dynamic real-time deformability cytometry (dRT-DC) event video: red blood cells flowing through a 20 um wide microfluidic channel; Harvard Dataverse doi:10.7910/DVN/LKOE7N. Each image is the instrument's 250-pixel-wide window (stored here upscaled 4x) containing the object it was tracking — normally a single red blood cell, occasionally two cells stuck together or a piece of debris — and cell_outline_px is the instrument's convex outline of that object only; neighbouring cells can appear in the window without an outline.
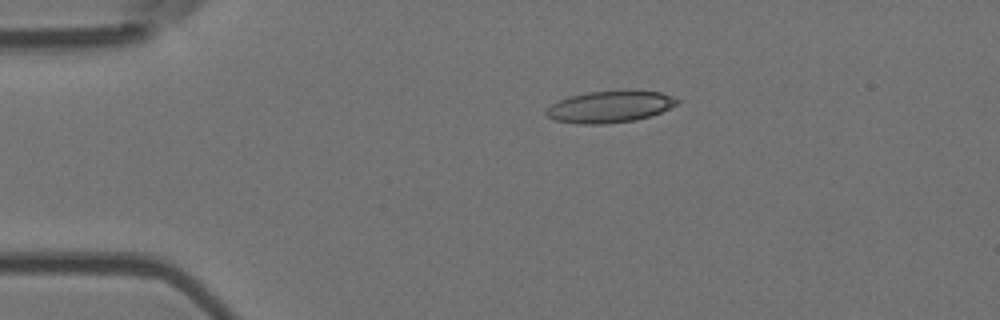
{"species": "Egyptian fruit bat (a non-hibernating species)", "species_latin": "Rousettus aegyptiacus", "temperature_condition": "room temperature", "stored_images_in_passage": 3, "camera_frame_rate_fps": 3000, "um_per_image_px": 0.085, "animal": {"sex": "female"}, "frame": {"image": 1, "passage_image": 1, "time_ms": 0.0, "image_size_px": [1000, 320], "cell_outline_px": [[680, 104], [652, 116], [636, 120], [604, 124], [576, 124], [552, 120], [544, 112], [552, 104], [568, 96], [588, 92], [660, 92], [672, 96], [680, 100]], "centroid_in_image_um": [51.84, 9.1], "position_along_channel_um": 33.2, "area_um2": 23.99}}
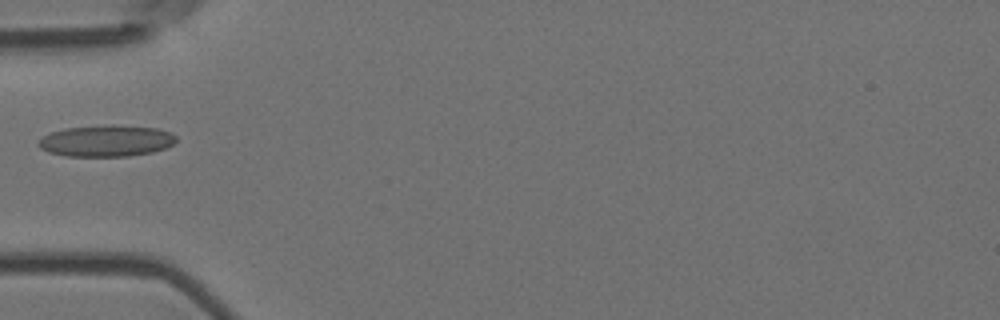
{"frame": {"image": 2, "passage_image": 3, "time_ms": 0.667, "image_size_px": [1000, 320], "cell_outline_px": [[176, 140], [172, 144], [164, 148], [152, 152], [128, 156], [64, 156], [48, 152], [40, 148], [36, 144], [36, 140], [52, 132], [64, 128], [112, 124], [156, 128], [168, 132], [176, 136]], "centroid_in_image_um": [8.98, 11.97], "position_along_channel_um": 76.0, "area_um2": 25.32}}